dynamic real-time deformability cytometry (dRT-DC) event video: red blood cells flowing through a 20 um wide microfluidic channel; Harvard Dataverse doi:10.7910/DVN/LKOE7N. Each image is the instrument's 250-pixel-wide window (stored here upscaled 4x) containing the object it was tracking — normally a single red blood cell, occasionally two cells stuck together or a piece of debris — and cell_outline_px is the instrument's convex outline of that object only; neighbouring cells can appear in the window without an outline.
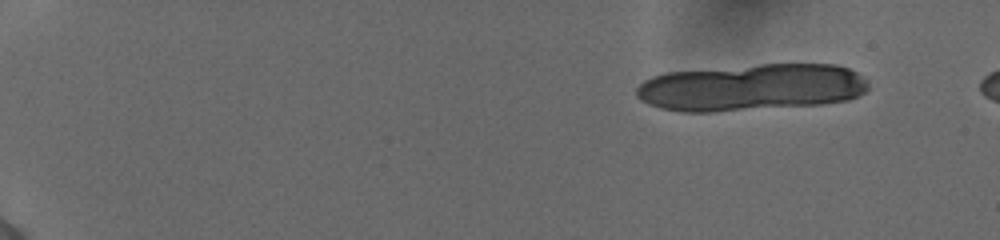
{"species": "human", "species_latin": "Homo sapiens", "temperature_condition": "cold", "stored_images_in_passage": 8, "camera_frame_rate_fps": 3000, "um_per_image_px": 0.085, "donor": {"sex": "female"}, "frame": {"image": 1, "passage_image": 1, "time_ms": 0.0, "image_size_px": [1000, 240], "cell_outline_px": [[868, 88], [864, 92], [848, 100], [824, 104], [716, 112], [684, 112], [660, 108], [648, 104], [640, 100], [636, 96], [636, 88], [644, 80], [652, 76], [664, 72], [760, 64], [836, 64], [848, 68], [856, 72], [868, 84]], "centroid_in_image_um": [63.83, 7.43], "position_along_channel_um": 21.2, "area_um2": 63.93}}